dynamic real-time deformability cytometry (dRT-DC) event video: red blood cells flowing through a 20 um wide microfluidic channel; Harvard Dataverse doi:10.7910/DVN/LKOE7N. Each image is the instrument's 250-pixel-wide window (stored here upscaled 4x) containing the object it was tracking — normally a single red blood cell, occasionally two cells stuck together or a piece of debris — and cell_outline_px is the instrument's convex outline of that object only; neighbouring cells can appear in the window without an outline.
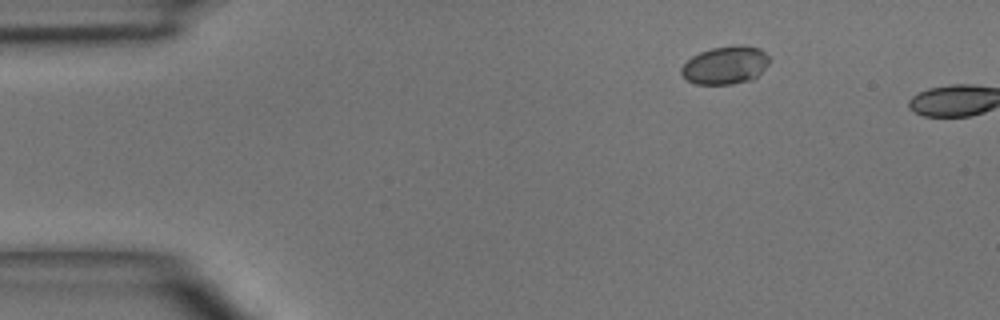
{"species": "common noctule bat (a hibernating species)", "species_latin": "Nyctalus noctula", "temperature_condition": "room temperature", "stored_images_in_passage": 2, "camera_frame_rate_fps": 3000, "um_per_image_px": 0.085, "animal": {"sex": "male", "body_mass_g": 15.6}, "frame": {"image": 1, "passage_image": 1, "time_ms": 0.0, "image_size_px": [1000, 320], "cell_outline_px": [[768, 64], [752, 80], [732, 84], [696, 84], [688, 80], [680, 72], [680, 68], [692, 56], [700, 52], [712, 48], [740, 44], [760, 48], [768, 56]], "centroid_in_image_um": [61.65, 5.53], "position_along_channel_um": 23.4, "area_um2": 19.36}}